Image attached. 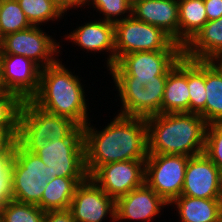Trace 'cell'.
I'll list each match as a JSON object with an SVG mask.
<instances>
[{
    "instance_id": "30",
    "label": "cell",
    "mask_w": 222,
    "mask_h": 222,
    "mask_svg": "<svg viewBox=\"0 0 222 222\" xmlns=\"http://www.w3.org/2000/svg\"><path fill=\"white\" fill-rule=\"evenodd\" d=\"M204 153L222 172V122L208 124Z\"/></svg>"
},
{
    "instance_id": "15",
    "label": "cell",
    "mask_w": 222,
    "mask_h": 222,
    "mask_svg": "<svg viewBox=\"0 0 222 222\" xmlns=\"http://www.w3.org/2000/svg\"><path fill=\"white\" fill-rule=\"evenodd\" d=\"M181 195L222 198V172L205 153L189 157Z\"/></svg>"
},
{
    "instance_id": "18",
    "label": "cell",
    "mask_w": 222,
    "mask_h": 222,
    "mask_svg": "<svg viewBox=\"0 0 222 222\" xmlns=\"http://www.w3.org/2000/svg\"><path fill=\"white\" fill-rule=\"evenodd\" d=\"M66 37L87 51L107 50L110 52L107 67L110 69L115 64L114 23L104 20L85 23Z\"/></svg>"
},
{
    "instance_id": "36",
    "label": "cell",
    "mask_w": 222,
    "mask_h": 222,
    "mask_svg": "<svg viewBox=\"0 0 222 222\" xmlns=\"http://www.w3.org/2000/svg\"><path fill=\"white\" fill-rule=\"evenodd\" d=\"M58 6H60L65 12L70 7H80L83 5V0H53Z\"/></svg>"
},
{
    "instance_id": "24",
    "label": "cell",
    "mask_w": 222,
    "mask_h": 222,
    "mask_svg": "<svg viewBox=\"0 0 222 222\" xmlns=\"http://www.w3.org/2000/svg\"><path fill=\"white\" fill-rule=\"evenodd\" d=\"M206 105L199 113L207 124L222 122V74L205 60Z\"/></svg>"
},
{
    "instance_id": "21",
    "label": "cell",
    "mask_w": 222,
    "mask_h": 222,
    "mask_svg": "<svg viewBox=\"0 0 222 222\" xmlns=\"http://www.w3.org/2000/svg\"><path fill=\"white\" fill-rule=\"evenodd\" d=\"M176 204L181 222H217L222 211V198H194L180 195Z\"/></svg>"
},
{
    "instance_id": "9",
    "label": "cell",
    "mask_w": 222,
    "mask_h": 222,
    "mask_svg": "<svg viewBox=\"0 0 222 222\" xmlns=\"http://www.w3.org/2000/svg\"><path fill=\"white\" fill-rule=\"evenodd\" d=\"M188 159L184 155L148 154L145 183L170 204L182 193Z\"/></svg>"
},
{
    "instance_id": "31",
    "label": "cell",
    "mask_w": 222,
    "mask_h": 222,
    "mask_svg": "<svg viewBox=\"0 0 222 222\" xmlns=\"http://www.w3.org/2000/svg\"><path fill=\"white\" fill-rule=\"evenodd\" d=\"M92 1V2H91ZM83 0V6L86 2L93 3V7L103 13L105 17L104 21L116 23L119 19L115 16H122V14L132 13V1L131 0ZM114 17V18H113Z\"/></svg>"
},
{
    "instance_id": "8",
    "label": "cell",
    "mask_w": 222,
    "mask_h": 222,
    "mask_svg": "<svg viewBox=\"0 0 222 222\" xmlns=\"http://www.w3.org/2000/svg\"><path fill=\"white\" fill-rule=\"evenodd\" d=\"M36 154L45 163L50 179L88 177L83 127L77 126L65 139L47 141Z\"/></svg>"
},
{
    "instance_id": "14",
    "label": "cell",
    "mask_w": 222,
    "mask_h": 222,
    "mask_svg": "<svg viewBox=\"0 0 222 222\" xmlns=\"http://www.w3.org/2000/svg\"><path fill=\"white\" fill-rule=\"evenodd\" d=\"M69 210L76 222H102L108 213L115 221V200L90 176L78 184Z\"/></svg>"
},
{
    "instance_id": "2",
    "label": "cell",
    "mask_w": 222,
    "mask_h": 222,
    "mask_svg": "<svg viewBox=\"0 0 222 222\" xmlns=\"http://www.w3.org/2000/svg\"><path fill=\"white\" fill-rule=\"evenodd\" d=\"M148 154L204 153L207 122L200 114L163 113L146 118Z\"/></svg>"
},
{
    "instance_id": "13",
    "label": "cell",
    "mask_w": 222,
    "mask_h": 222,
    "mask_svg": "<svg viewBox=\"0 0 222 222\" xmlns=\"http://www.w3.org/2000/svg\"><path fill=\"white\" fill-rule=\"evenodd\" d=\"M167 76H156L148 84H115L119 91L122 108L119 114L148 118L161 114V104Z\"/></svg>"
},
{
    "instance_id": "33",
    "label": "cell",
    "mask_w": 222,
    "mask_h": 222,
    "mask_svg": "<svg viewBox=\"0 0 222 222\" xmlns=\"http://www.w3.org/2000/svg\"><path fill=\"white\" fill-rule=\"evenodd\" d=\"M43 222H76L69 209L45 211Z\"/></svg>"
},
{
    "instance_id": "12",
    "label": "cell",
    "mask_w": 222,
    "mask_h": 222,
    "mask_svg": "<svg viewBox=\"0 0 222 222\" xmlns=\"http://www.w3.org/2000/svg\"><path fill=\"white\" fill-rule=\"evenodd\" d=\"M41 68L22 55L0 54L1 88L22 101L31 100L38 92Z\"/></svg>"
},
{
    "instance_id": "35",
    "label": "cell",
    "mask_w": 222,
    "mask_h": 222,
    "mask_svg": "<svg viewBox=\"0 0 222 222\" xmlns=\"http://www.w3.org/2000/svg\"><path fill=\"white\" fill-rule=\"evenodd\" d=\"M12 141L0 131V156H11Z\"/></svg>"
},
{
    "instance_id": "29",
    "label": "cell",
    "mask_w": 222,
    "mask_h": 222,
    "mask_svg": "<svg viewBox=\"0 0 222 222\" xmlns=\"http://www.w3.org/2000/svg\"><path fill=\"white\" fill-rule=\"evenodd\" d=\"M30 26L17 0H0V33L2 37Z\"/></svg>"
},
{
    "instance_id": "26",
    "label": "cell",
    "mask_w": 222,
    "mask_h": 222,
    "mask_svg": "<svg viewBox=\"0 0 222 222\" xmlns=\"http://www.w3.org/2000/svg\"><path fill=\"white\" fill-rule=\"evenodd\" d=\"M22 100L14 93L0 89V131L12 142L18 135V119Z\"/></svg>"
},
{
    "instance_id": "37",
    "label": "cell",
    "mask_w": 222,
    "mask_h": 222,
    "mask_svg": "<svg viewBox=\"0 0 222 222\" xmlns=\"http://www.w3.org/2000/svg\"><path fill=\"white\" fill-rule=\"evenodd\" d=\"M222 74V53L214 55L210 60H209ZM220 61V62H219ZM216 62V63H215Z\"/></svg>"
},
{
    "instance_id": "22",
    "label": "cell",
    "mask_w": 222,
    "mask_h": 222,
    "mask_svg": "<svg viewBox=\"0 0 222 222\" xmlns=\"http://www.w3.org/2000/svg\"><path fill=\"white\" fill-rule=\"evenodd\" d=\"M179 45L183 48L208 22L204 0H178Z\"/></svg>"
},
{
    "instance_id": "23",
    "label": "cell",
    "mask_w": 222,
    "mask_h": 222,
    "mask_svg": "<svg viewBox=\"0 0 222 222\" xmlns=\"http://www.w3.org/2000/svg\"><path fill=\"white\" fill-rule=\"evenodd\" d=\"M85 179L65 177L50 179L38 206L44 211L69 209L78 184Z\"/></svg>"
},
{
    "instance_id": "32",
    "label": "cell",
    "mask_w": 222,
    "mask_h": 222,
    "mask_svg": "<svg viewBox=\"0 0 222 222\" xmlns=\"http://www.w3.org/2000/svg\"><path fill=\"white\" fill-rule=\"evenodd\" d=\"M11 156H0V205L11 200Z\"/></svg>"
},
{
    "instance_id": "27",
    "label": "cell",
    "mask_w": 222,
    "mask_h": 222,
    "mask_svg": "<svg viewBox=\"0 0 222 222\" xmlns=\"http://www.w3.org/2000/svg\"><path fill=\"white\" fill-rule=\"evenodd\" d=\"M31 26L60 18L65 11L53 0H17Z\"/></svg>"
},
{
    "instance_id": "5",
    "label": "cell",
    "mask_w": 222,
    "mask_h": 222,
    "mask_svg": "<svg viewBox=\"0 0 222 222\" xmlns=\"http://www.w3.org/2000/svg\"><path fill=\"white\" fill-rule=\"evenodd\" d=\"M11 197L22 203L38 205L50 177L46 165L36 153L24 149L17 141L11 149Z\"/></svg>"
},
{
    "instance_id": "19",
    "label": "cell",
    "mask_w": 222,
    "mask_h": 222,
    "mask_svg": "<svg viewBox=\"0 0 222 222\" xmlns=\"http://www.w3.org/2000/svg\"><path fill=\"white\" fill-rule=\"evenodd\" d=\"M189 97L187 58L182 56L168 71L161 104V114L189 113Z\"/></svg>"
},
{
    "instance_id": "3",
    "label": "cell",
    "mask_w": 222,
    "mask_h": 222,
    "mask_svg": "<svg viewBox=\"0 0 222 222\" xmlns=\"http://www.w3.org/2000/svg\"><path fill=\"white\" fill-rule=\"evenodd\" d=\"M84 94L78 76L72 75L57 60L41 69L39 90L31 100L45 111L67 117L84 127L89 121Z\"/></svg>"
},
{
    "instance_id": "28",
    "label": "cell",
    "mask_w": 222,
    "mask_h": 222,
    "mask_svg": "<svg viewBox=\"0 0 222 222\" xmlns=\"http://www.w3.org/2000/svg\"><path fill=\"white\" fill-rule=\"evenodd\" d=\"M45 211L38 205L9 200L0 205V222H43Z\"/></svg>"
},
{
    "instance_id": "25",
    "label": "cell",
    "mask_w": 222,
    "mask_h": 222,
    "mask_svg": "<svg viewBox=\"0 0 222 222\" xmlns=\"http://www.w3.org/2000/svg\"><path fill=\"white\" fill-rule=\"evenodd\" d=\"M187 85L189 89V113L199 114L206 105L205 60L187 58Z\"/></svg>"
},
{
    "instance_id": "16",
    "label": "cell",
    "mask_w": 222,
    "mask_h": 222,
    "mask_svg": "<svg viewBox=\"0 0 222 222\" xmlns=\"http://www.w3.org/2000/svg\"><path fill=\"white\" fill-rule=\"evenodd\" d=\"M166 205L169 204L144 183L115 201V221L129 219L149 222Z\"/></svg>"
},
{
    "instance_id": "17",
    "label": "cell",
    "mask_w": 222,
    "mask_h": 222,
    "mask_svg": "<svg viewBox=\"0 0 222 222\" xmlns=\"http://www.w3.org/2000/svg\"><path fill=\"white\" fill-rule=\"evenodd\" d=\"M132 16L160 27L179 44L178 0H133Z\"/></svg>"
},
{
    "instance_id": "11",
    "label": "cell",
    "mask_w": 222,
    "mask_h": 222,
    "mask_svg": "<svg viewBox=\"0 0 222 222\" xmlns=\"http://www.w3.org/2000/svg\"><path fill=\"white\" fill-rule=\"evenodd\" d=\"M91 179L115 201L145 183V160H125L99 166Z\"/></svg>"
},
{
    "instance_id": "20",
    "label": "cell",
    "mask_w": 222,
    "mask_h": 222,
    "mask_svg": "<svg viewBox=\"0 0 222 222\" xmlns=\"http://www.w3.org/2000/svg\"><path fill=\"white\" fill-rule=\"evenodd\" d=\"M182 49L191 60H210L222 53V17L208 21Z\"/></svg>"
},
{
    "instance_id": "39",
    "label": "cell",
    "mask_w": 222,
    "mask_h": 222,
    "mask_svg": "<svg viewBox=\"0 0 222 222\" xmlns=\"http://www.w3.org/2000/svg\"><path fill=\"white\" fill-rule=\"evenodd\" d=\"M2 35H1V33H0V47H1V43H2Z\"/></svg>"
},
{
    "instance_id": "6",
    "label": "cell",
    "mask_w": 222,
    "mask_h": 222,
    "mask_svg": "<svg viewBox=\"0 0 222 222\" xmlns=\"http://www.w3.org/2000/svg\"><path fill=\"white\" fill-rule=\"evenodd\" d=\"M115 63L125 54L140 51H183L163 29L135 19L132 13L114 23Z\"/></svg>"
},
{
    "instance_id": "4",
    "label": "cell",
    "mask_w": 222,
    "mask_h": 222,
    "mask_svg": "<svg viewBox=\"0 0 222 222\" xmlns=\"http://www.w3.org/2000/svg\"><path fill=\"white\" fill-rule=\"evenodd\" d=\"M78 125L71 119L38 107L24 100L18 119L16 141L27 151L36 153L47 141L65 139Z\"/></svg>"
},
{
    "instance_id": "38",
    "label": "cell",
    "mask_w": 222,
    "mask_h": 222,
    "mask_svg": "<svg viewBox=\"0 0 222 222\" xmlns=\"http://www.w3.org/2000/svg\"><path fill=\"white\" fill-rule=\"evenodd\" d=\"M217 222H222V211H221V213H220V215H219V217H218Z\"/></svg>"
},
{
    "instance_id": "1",
    "label": "cell",
    "mask_w": 222,
    "mask_h": 222,
    "mask_svg": "<svg viewBox=\"0 0 222 222\" xmlns=\"http://www.w3.org/2000/svg\"><path fill=\"white\" fill-rule=\"evenodd\" d=\"M83 127L85 166L90 176L99 166L125 160H146L148 139L146 118L118 114L101 131Z\"/></svg>"
},
{
    "instance_id": "7",
    "label": "cell",
    "mask_w": 222,
    "mask_h": 222,
    "mask_svg": "<svg viewBox=\"0 0 222 222\" xmlns=\"http://www.w3.org/2000/svg\"><path fill=\"white\" fill-rule=\"evenodd\" d=\"M183 51H140L123 55L110 69L115 84L145 85L168 71Z\"/></svg>"
},
{
    "instance_id": "34",
    "label": "cell",
    "mask_w": 222,
    "mask_h": 222,
    "mask_svg": "<svg viewBox=\"0 0 222 222\" xmlns=\"http://www.w3.org/2000/svg\"><path fill=\"white\" fill-rule=\"evenodd\" d=\"M208 21L222 17V0H204Z\"/></svg>"
},
{
    "instance_id": "10",
    "label": "cell",
    "mask_w": 222,
    "mask_h": 222,
    "mask_svg": "<svg viewBox=\"0 0 222 222\" xmlns=\"http://www.w3.org/2000/svg\"><path fill=\"white\" fill-rule=\"evenodd\" d=\"M44 33L38 26L13 32L3 36L0 54L22 55L35 62L41 69L54 64V54L60 47L51 36Z\"/></svg>"
}]
</instances>
